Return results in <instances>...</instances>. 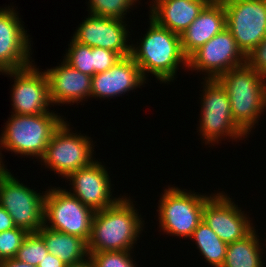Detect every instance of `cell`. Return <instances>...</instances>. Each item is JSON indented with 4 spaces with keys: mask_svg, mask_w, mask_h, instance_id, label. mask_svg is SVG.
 <instances>
[{
    "mask_svg": "<svg viewBox=\"0 0 266 267\" xmlns=\"http://www.w3.org/2000/svg\"><path fill=\"white\" fill-rule=\"evenodd\" d=\"M148 22L146 33L139 38L140 42L134 44L131 41V57L146 81L150 80L147 78L150 73L160 84H170L176 79L179 67L188 69V58L182 51L181 37L160 26L150 16Z\"/></svg>",
    "mask_w": 266,
    "mask_h": 267,
    "instance_id": "6da1fadb",
    "label": "cell"
},
{
    "mask_svg": "<svg viewBox=\"0 0 266 267\" xmlns=\"http://www.w3.org/2000/svg\"><path fill=\"white\" fill-rule=\"evenodd\" d=\"M131 197L121 196L112 206L95 211L88 252L133 251L145 221ZM133 249V250H132Z\"/></svg>",
    "mask_w": 266,
    "mask_h": 267,
    "instance_id": "7a4b0ae2",
    "label": "cell"
},
{
    "mask_svg": "<svg viewBox=\"0 0 266 267\" xmlns=\"http://www.w3.org/2000/svg\"><path fill=\"white\" fill-rule=\"evenodd\" d=\"M217 80L227 91L234 122L249 136L266 111V77L245 63Z\"/></svg>",
    "mask_w": 266,
    "mask_h": 267,
    "instance_id": "3957f363",
    "label": "cell"
},
{
    "mask_svg": "<svg viewBox=\"0 0 266 267\" xmlns=\"http://www.w3.org/2000/svg\"><path fill=\"white\" fill-rule=\"evenodd\" d=\"M59 113L51 112L37 115L11 114L6 121L4 129L0 133V155L1 150L15 153L19 157L42 158L46 147L54 132L66 120ZM64 117V118H63ZM4 148V149H3Z\"/></svg>",
    "mask_w": 266,
    "mask_h": 267,
    "instance_id": "277c9868",
    "label": "cell"
},
{
    "mask_svg": "<svg viewBox=\"0 0 266 267\" xmlns=\"http://www.w3.org/2000/svg\"><path fill=\"white\" fill-rule=\"evenodd\" d=\"M204 80V81H203ZM200 93V119L198 135L205 145L218 144L222 140H244L249 137L233 120L229 97L217 79H203Z\"/></svg>",
    "mask_w": 266,
    "mask_h": 267,
    "instance_id": "5b68a950",
    "label": "cell"
},
{
    "mask_svg": "<svg viewBox=\"0 0 266 267\" xmlns=\"http://www.w3.org/2000/svg\"><path fill=\"white\" fill-rule=\"evenodd\" d=\"M167 187L160 194L156 210L160 232L187 240L202 221L205 203L216 192L207 195L191 189H180L178 186Z\"/></svg>",
    "mask_w": 266,
    "mask_h": 267,
    "instance_id": "8992f818",
    "label": "cell"
},
{
    "mask_svg": "<svg viewBox=\"0 0 266 267\" xmlns=\"http://www.w3.org/2000/svg\"><path fill=\"white\" fill-rule=\"evenodd\" d=\"M65 120L54 132L45 153L39 160L41 166L54 171L65 179L71 172L89 166L96 158L93 155L95 145L90 136L73 132ZM72 129V130H71Z\"/></svg>",
    "mask_w": 266,
    "mask_h": 267,
    "instance_id": "52a82bcc",
    "label": "cell"
},
{
    "mask_svg": "<svg viewBox=\"0 0 266 267\" xmlns=\"http://www.w3.org/2000/svg\"><path fill=\"white\" fill-rule=\"evenodd\" d=\"M94 213L67 189L48 187L44 199L45 227L83 238L88 243Z\"/></svg>",
    "mask_w": 266,
    "mask_h": 267,
    "instance_id": "ba28073f",
    "label": "cell"
},
{
    "mask_svg": "<svg viewBox=\"0 0 266 267\" xmlns=\"http://www.w3.org/2000/svg\"><path fill=\"white\" fill-rule=\"evenodd\" d=\"M13 175L8 169L0 174V205L12 217L15 227L28 233L38 232L44 226L47 189L38 193Z\"/></svg>",
    "mask_w": 266,
    "mask_h": 267,
    "instance_id": "9c48e42d",
    "label": "cell"
},
{
    "mask_svg": "<svg viewBox=\"0 0 266 267\" xmlns=\"http://www.w3.org/2000/svg\"><path fill=\"white\" fill-rule=\"evenodd\" d=\"M226 28L247 55L266 36V0H221Z\"/></svg>",
    "mask_w": 266,
    "mask_h": 267,
    "instance_id": "30bf717a",
    "label": "cell"
},
{
    "mask_svg": "<svg viewBox=\"0 0 266 267\" xmlns=\"http://www.w3.org/2000/svg\"><path fill=\"white\" fill-rule=\"evenodd\" d=\"M33 62L30 66L0 73L14 80L11 87L12 114L37 115L51 112L49 82L46 73L37 68Z\"/></svg>",
    "mask_w": 266,
    "mask_h": 267,
    "instance_id": "8fae6325",
    "label": "cell"
},
{
    "mask_svg": "<svg viewBox=\"0 0 266 267\" xmlns=\"http://www.w3.org/2000/svg\"><path fill=\"white\" fill-rule=\"evenodd\" d=\"M245 64L232 33L224 28L188 58V70L202 72V79H217L230 69Z\"/></svg>",
    "mask_w": 266,
    "mask_h": 267,
    "instance_id": "7c38bea8",
    "label": "cell"
},
{
    "mask_svg": "<svg viewBox=\"0 0 266 267\" xmlns=\"http://www.w3.org/2000/svg\"><path fill=\"white\" fill-rule=\"evenodd\" d=\"M13 6L0 7V73L23 69L34 62L32 38Z\"/></svg>",
    "mask_w": 266,
    "mask_h": 267,
    "instance_id": "4fadbf2b",
    "label": "cell"
},
{
    "mask_svg": "<svg viewBox=\"0 0 266 267\" xmlns=\"http://www.w3.org/2000/svg\"><path fill=\"white\" fill-rule=\"evenodd\" d=\"M235 204L230 195L217 191L204 205L202 220L225 243L246 237L255 227L253 220Z\"/></svg>",
    "mask_w": 266,
    "mask_h": 267,
    "instance_id": "5bb4252c",
    "label": "cell"
},
{
    "mask_svg": "<svg viewBox=\"0 0 266 267\" xmlns=\"http://www.w3.org/2000/svg\"><path fill=\"white\" fill-rule=\"evenodd\" d=\"M84 18L71 37L74 41L114 51L122 58L131 56L128 21L91 14Z\"/></svg>",
    "mask_w": 266,
    "mask_h": 267,
    "instance_id": "9a60e30c",
    "label": "cell"
},
{
    "mask_svg": "<svg viewBox=\"0 0 266 267\" xmlns=\"http://www.w3.org/2000/svg\"><path fill=\"white\" fill-rule=\"evenodd\" d=\"M106 165L97 159L89 166L71 172L64 180L70 181L69 193L94 211L112 206L120 197H114L113 183ZM113 190V191H111Z\"/></svg>",
    "mask_w": 266,
    "mask_h": 267,
    "instance_id": "2e32d148",
    "label": "cell"
},
{
    "mask_svg": "<svg viewBox=\"0 0 266 267\" xmlns=\"http://www.w3.org/2000/svg\"><path fill=\"white\" fill-rule=\"evenodd\" d=\"M146 83L135 60L131 56L123 57L110 69L92 76L91 98L114 99L142 85L145 87Z\"/></svg>",
    "mask_w": 266,
    "mask_h": 267,
    "instance_id": "e0dca14e",
    "label": "cell"
},
{
    "mask_svg": "<svg viewBox=\"0 0 266 267\" xmlns=\"http://www.w3.org/2000/svg\"><path fill=\"white\" fill-rule=\"evenodd\" d=\"M60 62L59 66L44 70L49 82V98L53 107L87 102L91 98L92 77L76 70L64 60Z\"/></svg>",
    "mask_w": 266,
    "mask_h": 267,
    "instance_id": "ac0fdd59",
    "label": "cell"
},
{
    "mask_svg": "<svg viewBox=\"0 0 266 267\" xmlns=\"http://www.w3.org/2000/svg\"><path fill=\"white\" fill-rule=\"evenodd\" d=\"M224 28H226V14L222 1H210L180 35L184 55L189 58Z\"/></svg>",
    "mask_w": 266,
    "mask_h": 267,
    "instance_id": "d6986e66",
    "label": "cell"
},
{
    "mask_svg": "<svg viewBox=\"0 0 266 267\" xmlns=\"http://www.w3.org/2000/svg\"><path fill=\"white\" fill-rule=\"evenodd\" d=\"M211 0H152L149 15L160 26L181 35Z\"/></svg>",
    "mask_w": 266,
    "mask_h": 267,
    "instance_id": "ffe728a7",
    "label": "cell"
},
{
    "mask_svg": "<svg viewBox=\"0 0 266 267\" xmlns=\"http://www.w3.org/2000/svg\"><path fill=\"white\" fill-rule=\"evenodd\" d=\"M45 242L49 253L67 265L89 257L88 243L80 237L51 230L45 226L37 232Z\"/></svg>",
    "mask_w": 266,
    "mask_h": 267,
    "instance_id": "44dd1931",
    "label": "cell"
},
{
    "mask_svg": "<svg viewBox=\"0 0 266 267\" xmlns=\"http://www.w3.org/2000/svg\"><path fill=\"white\" fill-rule=\"evenodd\" d=\"M254 228L246 237L228 244L222 267H266L264 245Z\"/></svg>",
    "mask_w": 266,
    "mask_h": 267,
    "instance_id": "7402d4cb",
    "label": "cell"
},
{
    "mask_svg": "<svg viewBox=\"0 0 266 267\" xmlns=\"http://www.w3.org/2000/svg\"><path fill=\"white\" fill-rule=\"evenodd\" d=\"M196 244L200 256L211 267H222L226 258L228 244L223 242L218 235L202 220L189 238ZM206 259V260H205Z\"/></svg>",
    "mask_w": 266,
    "mask_h": 267,
    "instance_id": "603a6c76",
    "label": "cell"
},
{
    "mask_svg": "<svg viewBox=\"0 0 266 267\" xmlns=\"http://www.w3.org/2000/svg\"><path fill=\"white\" fill-rule=\"evenodd\" d=\"M141 1V0H140ZM139 0H89L88 13L106 18L127 20L125 16L130 13ZM131 9V10H130ZM130 11V12H129Z\"/></svg>",
    "mask_w": 266,
    "mask_h": 267,
    "instance_id": "cb8c5ba5",
    "label": "cell"
},
{
    "mask_svg": "<svg viewBox=\"0 0 266 267\" xmlns=\"http://www.w3.org/2000/svg\"><path fill=\"white\" fill-rule=\"evenodd\" d=\"M70 40L63 60L76 70L94 76L93 47Z\"/></svg>",
    "mask_w": 266,
    "mask_h": 267,
    "instance_id": "d4e9b609",
    "label": "cell"
},
{
    "mask_svg": "<svg viewBox=\"0 0 266 267\" xmlns=\"http://www.w3.org/2000/svg\"><path fill=\"white\" fill-rule=\"evenodd\" d=\"M49 253L43 238L37 233H29L24 239L15 257L29 265L38 266Z\"/></svg>",
    "mask_w": 266,
    "mask_h": 267,
    "instance_id": "484cf974",
    "label": "cell"
},
{
    "mask_svg": "<svg viewBox=\"0 0 266 267\" xmlns=\"http://www.w3.org/2000/svg\"><path fill=\"white\" fill-rule=\"evenodd\" d=\"M132 251H103L89 253L95 267H138Z\"/></svg>",
    "mask_w": 266,
    "mask_h": 267,
    "instance_id": "4316f807",
    "label": "cell"
},
{
    "mask_svg": "<svg viewBox=\"0 0 266 267\" xmlns=\"http://www.w3.org/2000/svg\"><path fill=\"white\" fill-rule=\"evenodd\" d=\"M28 234L26 230L18 227L0 232V262L15 258Z\"/></svg>",
    "mask_w": 266,
    "mask_h": 267,
    "instance_id": "83f0119b",
    "label": "cell"
},
{
    "mask_svg": "<svg viewBox=\"0 0 266 267\" xmlns=\"http://www.w3.org/2000/svg\"><path fill=\"white\" fill-rule=\"evenodd\" d=\"M121 58L122 57L114 51L100 47H93L94 75L110 69L121 60Z\"/></svg>",
    "mask_w": 266,
    "mask_h": 267,
    "instance_id": "f1b7e54d",
    "label": "cell"
},
{
    "mask_svg": "<svg viewBox=\"0 0 266 267\" xmlns=\"http://www.w3.org/2000/svg\"><path fill=\"white\" fill-rule=\"evenodd\" d=\"M245 63L266 77V36L255 48L245 55Z\"/></svg>",
    "mask_w": 266,
    "mask_h": 267,
    "instance_id": "f546056e",
    "label": "cell"
},
{
    "mask_svg": "<svg viewBox=\"0 0 266 267\" xmlns=\"http://www.w3.org/2000/svg\"><path fill=\"white\" fill-rule=\"evenodd\" d=\"M15 227L12 217L9 215L7 210H5L0 205V232L13 229Z\"/></svg>",
    "mask_w": 266,
    "mask_h": 267,
    "instance_id": "4dcf8cb0",
    "label": "cell"
},
{
    "mask_svg": "<svg viewBox=\"0 0 266 267\" xmlns=\"http://www.w3.org/2000/svg\"><path fill=\"white\" fill-rule=\"evenodd\" d=\"M66 263L61 261L58 257L48 253L37 267H66Z\"/></svg>",
    "mask_w": 266,
    "mask_h": 267,
    "instance_id": "1f68e13d",
    "label": "cell"
},
{
    "mask_svg": "<svg viewBox=\"0 0 266 267\" xmlns=\"http://www.w3.org/2000/svg\"><path fill=\"white\" fill-rule=\"evenodd\" d=\"M0 267H37L29 265L23 261H18L15 258L4 260L0 262Z\"/></svg>",
    "mask_w": 266,
    "mask_h": 267,
    "instance_id": "d6a6232c",
    "label": "cell"
},
{
    "mask_svg": "<svg viewBox=\"0 0 266 267\" xmlns=\"http://www.w3.org/2000/svg\"><path fill=\"white\" fill-rule=\"evenodd\" d=\"M66 267H95V265H94L93 261L91 260V258L87 257L83 261L66 265Z\"/></svg>",
    "mask_w": 266,
    "mask_h": 267,
    "instance_id": "836d02e7",
    "label": "cell"
},
{
    "mask_svg": "<svg viewBox=\"0 0 266 267\" xmlns=\"http://www.w3.org/2000/svg\"><path fill=\"white\" fill-rule=\"evenodd\" d=\"M5 162L2 161L1 155H0V174L3 173L7 167L4 165Z\"/></svg>",
    "mask_w": 266,
    "mask_h": 267,
    "instance_id": "e575fe53",
    "label": "cell"
}]
</instances>
